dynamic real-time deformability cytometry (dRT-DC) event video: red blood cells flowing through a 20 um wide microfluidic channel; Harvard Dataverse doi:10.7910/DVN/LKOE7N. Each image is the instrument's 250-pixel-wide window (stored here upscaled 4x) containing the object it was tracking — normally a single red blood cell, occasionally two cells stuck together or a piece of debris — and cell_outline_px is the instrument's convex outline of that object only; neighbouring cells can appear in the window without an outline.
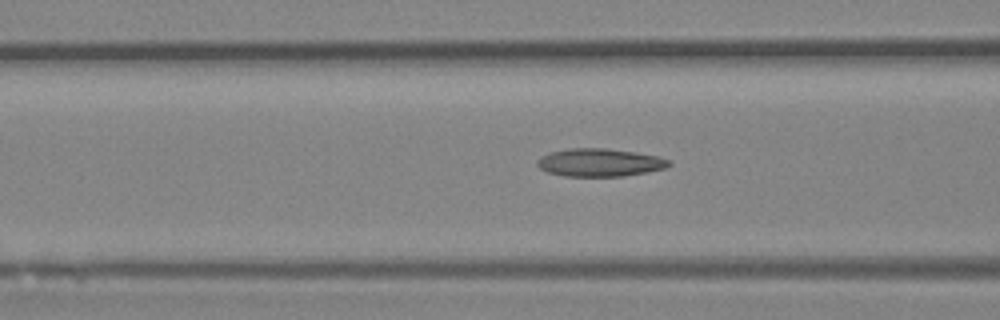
{"species": "Egyptian fruit bat (a non-hibernating species)", "species_latin": "Rousettus aegyptiacus", "temperature_condition": "room temperature", "stored_images_in_passage": 39, "camera_frame_rate_fps": 3000, "um_per_image_px": 0.085, "animal": {"sex": "female"}, "frame": {"image": 1, "passage_image": 19, "time_ms": 6.0, "image_size_px": [1000, 320], "cell_outline_px": [[672, 164], [664, 168], [624, 176], [564, 176], [548, 172], [540, 168], [536, 164], [536, 160], [540, 156], [552, 152], [568, 148], [604, 148], [636, 152], [656, 156], [668, 160]], "centroid_in_image_um": [50.93, 13.81], "position_along_channel_um": 115.7, "area_um2": 21.27}}
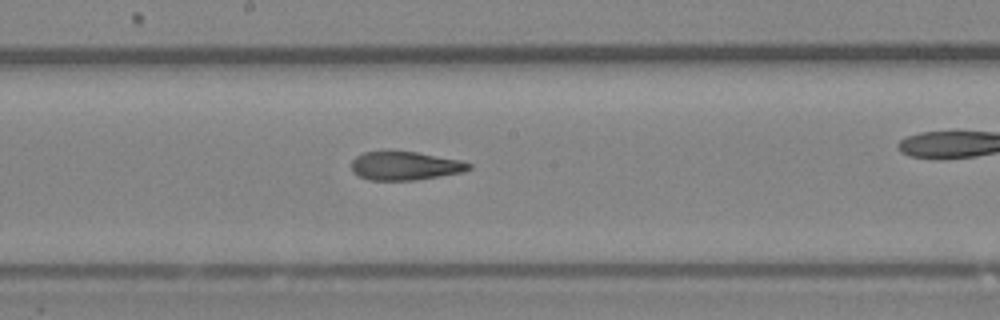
{"frame": {"image": 2, "passage_image": 26, "time_ms": 8.333, "image_size_px": [1000, 320], "cell_outline_px": [[472, 168], [464, 172], [416, 180], [368, 180], [352, 172], [352, 160], [356, 156], [364, 152], [416, 152], [460, 160], [472, 164]], "centroid_in_image_um": [34.45, 14.11], "position_along_channel_um": 213.8, "area_um2": 19.42}}
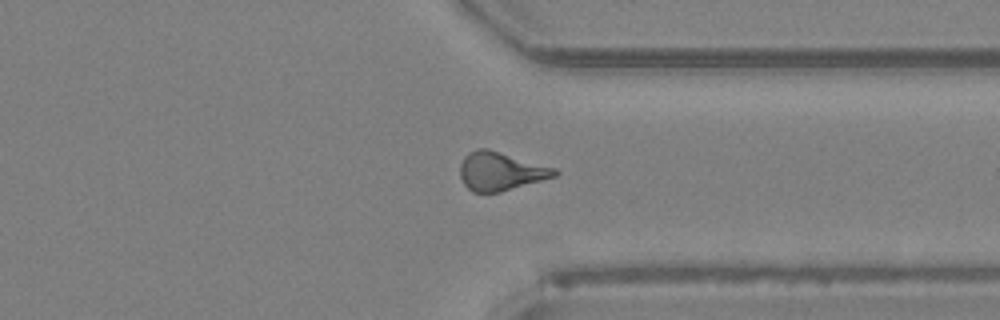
{"frame": {"image": 3, "passage_image": 37, "time_ms": 12.0, "image_size_px": [1000, 320], "cell_outline_px": [[560, 172], [556, 176], [500, 192], [472, 192], [464, 184], [460, 176], [460, 164], [464, 156], [468, 152], [476, 148], [488, 148], [556, 168]], "centroid_in_image_um": [42.54, 14.54], "position_along_channel_um": 368.9, "area_um2": 21.27}}